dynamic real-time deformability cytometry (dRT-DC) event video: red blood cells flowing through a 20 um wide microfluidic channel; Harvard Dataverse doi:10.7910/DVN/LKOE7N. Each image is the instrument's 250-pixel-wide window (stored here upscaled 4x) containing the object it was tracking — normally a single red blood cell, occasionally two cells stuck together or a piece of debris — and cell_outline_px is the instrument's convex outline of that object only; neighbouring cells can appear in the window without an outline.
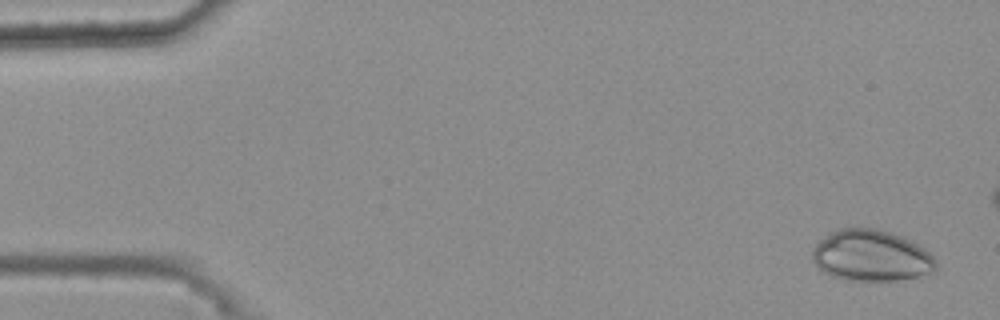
{"species": "common noctule bat (a hibernating species)", "species_latin": "Nyctalus noctula", "temperature_condition": "warm", "stored_images_in_passage": 17, "camera_frame_rate_fps": 3000, "um_per_image_px": 0.085, "animal": {"sex": "female", "body_mass_g": 25.1}, "frame": {"image": 1, "passage_image": 3, "time_ms": 0.667, "image_size_px": [1000, 320], "cell_outline_px": [[936, 272], [896, 280], [848, 280], [832, 276], [824, 272], [812, 260], [812, 248], [828, 232], [840, 228], [880, 228], [904, 236], [924, 248], [936, 260]], "centroid_in_image_um": [74.05, 21.7], "position_along_channel_um": 10.9, "area_um2": 37.11}}